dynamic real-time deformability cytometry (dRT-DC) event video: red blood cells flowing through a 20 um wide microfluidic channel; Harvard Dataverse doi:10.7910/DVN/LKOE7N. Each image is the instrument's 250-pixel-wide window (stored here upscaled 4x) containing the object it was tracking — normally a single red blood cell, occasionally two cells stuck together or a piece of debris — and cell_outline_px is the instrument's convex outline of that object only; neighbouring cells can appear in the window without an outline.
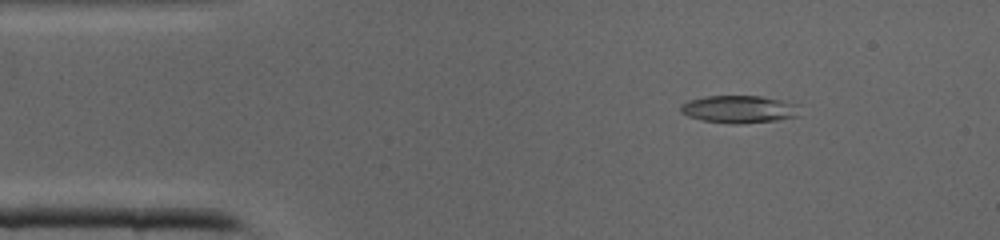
{"species": "common noctule bat (a hibernating species)", "species_latin": "Nyctalus noctula", "temperature_condition": "cold", "stored_images_in_passage": 8, "camera_frame_rate_fps": 3000, "um_per_image_px": 0.085, "animal": {"sex": "male", "body_mass_g": 19.0, "forearm_length_mm": 50.8}, "frame": {"image": 1, "passage_image": 5, "time_ms": 1.333, "image_size_px": [1000, 240], "cell_outline_px": [[800, 116], [776, 120], [740, 124], [732, 124], [704, 120], [688, 116], [680, 112], [680, 104], [688, 100], [708, 96], [760, 96], [780, 100], [796, 104]], "centroid_in_image_um": [62.79, 9.29], "position_along_channel_um": 22.2, "area_um2": 19.02}}